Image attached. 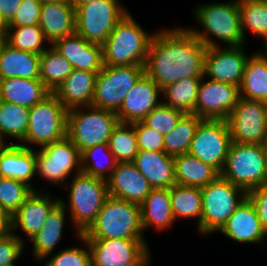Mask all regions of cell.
Instances as JSON below:
<instances>
[{
    "label": "cell",
    "instance_id": "obj_28",
    "mask_svg": "<svg viewBox=\"0 0 267 266\" xmlns=\"http://www.w3.org/2000/svg\"><path fill=\"white\" fill-rule=\"evenodd\" d=\"M40 54L18 50L5 43L0 52V79H39Z\"/></svg>",
    "mask_w": 267,
    "mask_h": 266
},
{
    "label": "cell",
    "instance_id": "obj_24",
    "mask_svg": "<svg viewBox=\"0 0 267 266\" xmlns=\"http://www.w3.org/2000/svg\"><path fill=\"white\" fill-rule=\"evenodd\" d=\"M75 23V8L68 1L42 4L39 27L50 45L74 34Z\"/></svg>",
    "mask_w": 267,
    "mask_h": 266
},
{
    "label": "cell",
    "instance_id": "obj_19",
    "mask_svg": "<svg viewBox=\"0 0 267 266\" xmlns=\"http://www.w3.org/2000/svg\"><path fill=\"white\" fill-rule=\"evenodd\" d=\"M60 202V198L52 199L49 193L33 191L26 201L10 217V231L19 228L29 241L40 231L48 214Z\"/></svg>",
    "mask_w": 267,
    "mask_h": 266
},
{
    "label": "cell",
    "instance_id": "obj_10",
    "mask_svg": "<svg viewBox=\"0 0 267 266\" xmlns=\"http://www.w3.org/2000/svg\"><path fill=\"white\" fill-rule=\"evenodd\" d=\"M119 0H97L75 8V33L103 45L116 24L128 13Z\"/></svg>",
    "mask_w": 267,
    "mask_h": 266
},
{
    "label": "cell",
    "instance_id": "obj_27",
    "mask_svg": "<svg viewBox=\"0 0 267 266\" xmlns=\"http://www.w3.org/2000/svg\"><path fill=\"white\" fill-rule=\"evenodd\" d=\"M143 230L168 229L175 221L170 198V189L153 188L140 204Z\"/></svg>",
    "mask_w": 267,
    "mask_h": 266
},
{
    "label": "cell",
    "instance_id": "obj_39",
    "mask_svg": "<svg viewBox=\"0 0 267 266\" xmlns=\"http://www.w3.org/2000/svg\"><path fill=\"white\" fill-rule=\"evenodd\" d=\"M108 148L117 163L133 162L138 153L134 126L129 123H118L110 135Z\"/></svg>",
    "mask_w": 267,
    "mask_h": 266
},
{
    "label": "cell",
    "instance_id": "obj_34",
    "mask_svg": "<svg viewBox=\"0 0 267 266\" xmlns=\"http://www.w3.org/2000/svg\"><path fill=\"white\" fill-rule=\"evenodd\" d=\"M170 198L174 218L197 217V231L201 234V188L175 184L170 188Z\"/></svg>",
    "mask_w": 267,
    "mask_h": 266
},
{
    "label": "cell",
    "instance_id": "obj_23",
    "mask_svg": "<svg viewBox=\"0 0 267 266\" xmlns=\"http://www.w3.org/2000/svg\"><path fill=\"white\" fill-rule=\"evenodd\" d=\"M36 175V152L18 143L0 144V176L23 182L34 191L30 181Z\"/></svg>",
    "mask_w": 267,
    "mask_h": 266
},
{
    "label": "cell",
    "instance_id": "obj_1",
    "mask_svg": "<svg viewBox=\"0 0 267 266\" xmlns=\"http://www.w3.org/2000/svg\"><path fill=\"white\" fill-rule=\"evenodd\" d=\"M206 51L207 47L185 27L157 31L144 72L161 89L180 79L203 77Z\"/></svg>",
    "mask_w": 267,
    "mask_h": 266
},
{
    "label": "cell",
    "instance_id": "obj_3",
    "mask_svg": "<svg viewBox=\"0 0 267 266\" xmlns=\"http://www.w3.org/2000/svg\"><path fill=\"white\" fill-rule=\"evenodd\" d=\"M141 223V207L108 196L96 220L81 234L85 239H145Z\"/></svg>",
    "mask_w": 267,
    "mask_h": 266
},
{
    "label": "cell",
    "instance_id": "obj_33",
    "mask_svg": "<svg viewBox=\"0 0 267 266\" xmlns=\"http://www.w3.org/2000/svg\"><path fill=\"white\" fill-rule=\"evenodd\" d=\"M202 77H189L162 89V103L184 114H194L198 88Z\"/></svg>",
    "mask_w": 267,
    "mask_h": 266
},
{
    "label": "cell",
    "instance_id": "obj_5",
    "mask_svg": "<svg viewBox=\"0 0 267 266\" xmlns=\"http://www.w3.org/2000/svg\"><path fill=\"white\" fill-rule=\"evenodd\" d=\"M67 187L69 188V207L63 199L60 202L70 211L75 232L79 238L96 220L108 194L107 180L88 175L84 172L76 174Z\"/></svg>",
    "mask_w": 267,
    "mask_h": 266
},
{
    "label": "cell",
    "instance_id": "obj_52",
    "mask_svg": "<svg viewBox=\"0 0 267 266\" xmlns=\"http://www.w3.org/2000/svg\"><path fill=\"white\" fill-rule=\"evenodd\" d=\"M6 30H0V52L3 45L6 43Z\"/></svg>",
    "mask_w": 267,
    "mask_h": 266
},
{
    "label": "cell",
    "instance_id": "obj_6",
    "mask_svg": "<svg viewBox=\"0 0 267 266\" xmlns=\"http://www.w3.org/2000/svg\"><path fill=\"white\" fill-rule=\"evenodd\" d=\"M220 175L246 193L267 183V155L263 145L231 142Z\"/></svg>",
    "mask_w": 267,
    "mask_h": 266
},
{
    "label": "cell",
    "instance_id": "obj_42",
    "mask_svg": "<svg viewBox=\"0 0 267 266\" xmlns=\"http://www.w3.org/2000/svg\"><path fill=\"white\" fill-rule=\"evenodd\" d=\"M34 190L23 182L1 177L0 208L11 217Z\"/></svg>",
    "mask_w": 267,
    "mask_h": 266
},
{
    "label": "cell",
    "instance_id": "obj_47",
    "mask_svg": "<svg viewBox=\"0 0 267 266\" xmlns=\"http://www.w3.org/2000/svg\"><path fill=\"white\" fill-rule=\"evenodd\" d=\"M42 3L39 0H22L7 27L39 25Z\"/></svg>",
    "mask_w": 267,
    "mask_h": 266
},
{
    "label": "cell",
    "instance_id": "obj_11",
    "mask_svg": "<svg viewBox=\"0 0 267 266\" xmlns=\"http://www.w3.org/2000/svg\"><path fill=\"white\" fill-rule=\"evenodd\" d=\"M144 73V66L104 65L96 76L92 106L117 112L128 91Z\"/></svg>",
    "mask_w": 267,
    "mask_h": 266
},
{
    "label": "cell",
    "instance_id": "obj_31",
    "mask_svg": "<svg viewBox=\"0 0 267 266\" xmlns=\"http://www.w3.org/2000/svg\"><path fill=\"white\" fill-rule=\"evenodd\" d=\"M176 184L204 187L214 181L220 173L195 156L186 153L174 157Z\"/></svg>",
    "mask_w": 267,
    "mask_h": 266
},
{
    "label": "cell",
    "instance_id": "obj_16",
    "mask_svg": "<svg viewBox=\"0 0 267 266\" xmlns=\"http://www.w3.org/2000/svg\"><path fill=\"white\" fill-rule=\"evenodd\" d=\"M200 82L195 111L201 119L227 120L240 98L238 86L208 79Z\"/></svg>",
    "mask_w": 267,
    "mask_h": 266
},
{
    "label": "cell",
    "instance_id": "obj_50",
    "mask_svg": "<svg viewBox=\"0 0 267 266\" xmlns=\"http://www.w3.org/2000/svg\"><path fill=\"white\" fill-rule=\"evenodd\" d=\"M10 231V217L0 208V236Z\"/></svg>",
    "mask_w": 267,
    "mask_h": 266
},
{
    "label": "cell",
    "instance_id": "obj_25",
    "mask_svg": "<svg viewBox=\"0 0 267 266\" xmlns=\"http://www.w3.org/2000/svg\"><path fill=\"white\" fill-rule=\"evenodd\" d=\"M97 74L98 72L73 69L53 94L67 110L92 106Z\"/></svg>",
    "mask_w": 267,
    "mask_h": 266
},
{
    "label": "cell",
    "instance_id": "obj_29",
    "mask_svg": "<svg viewBox=\"0 0 267 266\" xmlns=\"http://www.w3.org/2000/svg\"><path fill=\"white\" fill-rule=\"evenodd\" d=\"M0 100L32 108L51 92L39 79H0Z\"/></svg>",
    "mask_w": 267,
    "mask_h": 266
},
{
    "label": "cell",
    "instance_id": "obj_51",
    "mask_svg": "<svg viewBox=\"0 0 267 266\" xmlns=\"http://www.w3.org/2000/svg\"><path fill=\"white\" fill-rule=\"evenodd\" d=\"M97 0H68V2L74 7L78 8L80 5H83L88 2H93Z\"/></svg>",
    "mask_w": 267,
    "mask_h": 266
},
{
    "label": "cell",
    "instance_id": "obj_7",
    "mask_svg": "<svg viewBox=\"0 0 267 266\" xmlns=\"http://www.w3.org/2000/svg\"><path fill=\"white\" fill-rule=\"evenodd\" d=\"M118 123L116 112L94 106L73 108L67 112V137L82 153L96 145L108 143Z\"/></svg>",
    "mask_w": 267,
    "mask_h": 266
},
{
    "label": "cell",
    "instance_id": "obj_8",
    "mask_svg": "<svg viewBox=\"0 0 267 266\" xmlns=\"http://www.w3.org/2000/svg\"><path fill=\"white\" fill-rule=\"evenodd\" d=\"M67 112L66 107L50 93L30 108L27 133L18 144L27 148L34 144L42 148L64 139L67 136Z\"/></svg>",
    "mask_w": 267,
    "mask_h": 266
},
{
    "label": "cell",
    "instance_id": "obj_36",
    "mask_svg": "<svg viewBox=\"0 0 267 266\" xmlns=\"http://www.w3.org/2000/svg\"><path fill=\"white\" fill-rule=\"evenodd\" d=\"M30 108L0 100V143L4 136L22 141L27 133Z\"/></svg>",
    "mask_w": 267,
    "mask_h": 266
},
{
    "label": "cell",
    "instance_id": "obj_40",
    "mask_svg": "<svg viewBox=\"0 0 267 266\" xmlns=\"http://www.w3.org/2000/svg\"><path fill=\"white\" fill-rule=\"evenodd\" d=\"M6 43L15 49L42 54L47 48L46 40L39 25L6 28Z\"/></svg>",
    "mask_w": 267,
    "mask_h": 266
},
{
    "label": "cell",
    "instance_id": "obj_13",
    "mask_svg": "<svg viewBox=\"0 0 267 266\" xmlns=\"http://www.w3.org/2000/svg\"><path fill=\"white\" fill-rule=\"evenodd\" d=\"M36 152V175L53 185L66 182L72 171L82 172L81 153L66 136L64 139L48 144Z\"/></svg>",
    "mask_w": 267,
    "mask_h": 266
},
{
    "label": "cell",
    "instance_id": "obj_2",
    "mask_svg": "<svg viewBox=\"0 0 267 266\" xmlns=\"http://www.w3.org/2000/svg\"><path fill=\"white\" fill-rule=\"evenodd\" d=\"M195 9L194 17L203 26V30L199 32L193 28L187 29L207 48L219 47L220 44L216 43V39L226 43L227 47L244 45L245 39L240 26L238 0L201 4L197 5Z\"/></svg>",
    "mask_w": 267,
    "mask_h": 266
},
{
    "label": "cell",
    "instance_id": "obj_4",
    "mask_svg": "<svg viewBox=\"0 0 267 266\" xmlns=\"http://www.w3.org/2000/svg\"><path fill=\"white\" fill-rule=\"evenodd\" d=\"M155 33H147L130 12L116 24L103 48V64L144 66Z\"/></svg>",
    "mask_w": 267,
    "mask_h": 266
},
{
    "label": "cell",
    "instance_id": "obj_9",
    "mask_svg": "<svg viewBox=\"0 0 267 266\" xmlns=\"http://www.w3.org/2000/svg\"><path fill=\"white\" fill-rule=\"evenodd\" d=\"M202 215L201 235L219 231L234 213L247 193L219 175L214 181L201 188Z\"/></svg>",
    "mask_w": 267,
    "mask_h": 266
},
{
    "label": "cell",
    "instance_id": "obj_20",
    "mask_svg": "<svg viewBox=\"0 0 267 266\" xmlns=\"http://www.w3.org/2000/svg\"><path fill=\"white\" fill-rule=\"evenodd\" d=\"M107 186L110 196L139 205L153 189L133 162L116 163Z\"/></svg>",
    "mask_w": 267,
    "mask_h": 266
},
{
    "label": "cell",
    "instance_id": "obj_30",
    "mask_svg": "<svg viewBox=\"0 0 267 266\" xmlns=\"http://www.w3.org/2000/svg\"><path fill=\"white\" fill-rule=\"evenodd\" d=\"M66 211L65 206L59 202L48 214L40 231L30 240L35 260L41 261L52 255L62 238Z\"/></svg>",
    "mask_w": 267,
    "mask_h": 266
},
{
    "label": "cell",
    "instance_id": "obj_15",
    "mask_svg": "<svg viewBox=\"0 0 267 266\" xmlns=\"http://www.w3.org/2000/svg\"><path fill=\"white\" fill-rule=\"evenodd\" d=\"M227 123L232 142L263 145L267 131V103L240 97Z\"/></svg>",
    "mask_w": 267,
    "mask_h": 266
},
{
    "label": "cell",
    "instance_id": "obj_37",
    "mask_svg": "<svg viewBox=\"0 0 267 266\" xmlns=\"http://www.w3.org/2000/svg\"><path fill=\"white\" fill-rule=\"evenodd\" d=\"M202 120L196 114H184L175 128L164 135V152L173 157L188 153Z\"/></svg>",
    "mask_w": 267,
    "mask_h": 266
},
{
    "label": "cell",
    "instance_id": "obj_35",
    "mask_svg": "<svg viewBox=\"0 0 267 266\" xmlns=\"http://www.w3.org/2000/svg\"><path fill=\"white\" fill-rule=\"evenodd\" d=\"M72 71V65L52 45L40 54L39 80L51 93Z\"/></svg>",
    "mask_w": 267,
    "mask_h": 266
},
{
    "label": "cell",
    "instance_id": "obj_38",
    "mask_svg": "<svg viewBox=\"0 0 267 266\" xmlns=\"http://www.w3.org/2000/svg\"><path fill=\"white\" fill-rule=\"evenodd\" d=\"M241 31L246 39V30L254 36L267 37V0H238Z\"/></svg>",
    "mask_w": 267,
    "mask_h": 266
},
{
    "label": "cell",
    "instance_id": "obj_14",
    "mask_svg": "<svg viewBox=\"0 0 267 266\" xmlns=\"http://www.w3.org/2000/svg\"><path fill=\"white\" fill-rule=\"evenodd\" d=\"M231 142L227 120L203 119L191 141L188 153L221 173Z\"/></svg>",
    "mask_w": 267,
    "mask_h": 266
},
{
    "label": "cell",
    "instance_id": "obj_32",
    "mask_svg": "<svg viewBox=\"0 0 267 266\" xmlns=\"http://www.w3.org/2000/svg\"><path fill=\"white\" fill-rule=\"evenodd\" d=\"M239 89L240 97L267 103V61L257 53L247 60Z\"/></svg>",
    "mask_w": 267,
    "mask_h": 266
},
{
    "label": "cell",
    "instance_id": "obj_53",
    "mask_svg": "<svg viewBox=\"0 0 267 266\" xmlns=\"http://www.w3.org/2000/svg\"><path fill=\"white\" fill-rule=\"evenodd\" d=\"M264 43H265V50L264 53L262 52H256L262 59H264L265 61H267V37L263 39Z\"/></svg>",
    "mask_w": 267,
    "mask_h": 266
},
{
    "label": "cell",
    "instance_id": "obj_43",
    "mask_svg": "<svg viewBox=\"0 0 267 266\" xmlns=\"http://www.w3.org/2000/svg\"><path fill=\"white\" fill-rule=\"evenodd\" d=\"M183 112L161 103L154 108L142 121L163 136L172 131L177 125Z\"/></svg>",
    "mask_w": 267,
    "mask_h": 266
},
{
    "label": "cell",
    "instance_id": "obj_18",
    "mask_svg": "<svg viewBox=\"0 0 267 266\" xmlns=\"http://www.w3.org/2000/svg\"><path fill=\"white\" fill-rule=\"evenodd\" d=\"M162 89L145 73L128 91L116 112L119 123L142 121L154 108L162 103L159 99Z\"/></svg>",
    "mask_w": 267,
    "mask_h": 266
},
{
    "label": "cell",
    "instance_id": "obj_17",
    "mask_svg": "<svg viewBox=\"0 0 267 266\" xmlns=\"http://www.w3.org/2000/svg\"><path fill=\"white\" fill-rule=\"evenodd\" d=\"M244 46L209 47L205 54L204 77L240 87L249 55Z\"/></svg>",
    "mask_w": 267,
    "mask_h": 266
},
{
    "label": "cell",
    "instance_id": "obj_49",
    "mask_svg": "<svg viewBox=\"0 0 267 266\" xmlns=\"http://www.w3.org/2000/svg\"><path fill=\"white\" fill-rule=\"evenodd\" d=\"M22 0H0V16L7 25L19 9Z\"/></svg>",
    "mask_w": 267,
    "mask_h": 266
},
{
    "label": "cell",
    "instance_id": "obj_56",
    "mask_svg": "<svg viewBox=\"0 0 267 266\" xmlns=\"http://www.w3.org/2000/svg\"><path fill=\"white\" fill-rule=\"evenodd\" d=\"M263 147H264V151H265V153L267 155V131H266V134H265V139H264Z\"/></svg>",
    "mask_w": 267,
    "mask_h": 266
},
{
    "label": "cell",
    "instance_id": "obj_46",
    "mask_svg": "<svg viewBox=\"0 0 267 266\" xmlns=\"http://www.w3.org/2000/svg\"><path fill=\"white\" fill-rule=\"evenodd\" d=\"M21 238L11 231L0 236V266H15L14 262L22 255L26 246Z\"/></svg>",
    "mask_w": 267,
    "mask_h": 266
},
{
    "label": "cell",
    "instance_id": "obj_44",
    "mask_svg": "<svg viewBox=\"0 0 267 266\" xmlns=\"http://www.w3.org/2000/svg\"><path fill=\"white\" fill-rule=\"evenodd\" d=\"M79 238L87 248L76 246L61 250L47 260L45 266H92L89 245L82 235Z\"/></svg>",
    "mask_w": 267,
    "mask_h": 266
},
{
    "label": "cell",
    "instance_id": "obj_45",
    "mask_svg": "<svg viewBox=\"0 0 267 266\" xmlns=\"http://www.w3.org/2000/svg\"><path fill=\"white\" fill-rule=\"evenodd\" d=\"M137 137L138 151L164 152V136L143 121L131 123Z\"/></svg>",
    "mask_w": 267,
    "mask_h": 266
},
{
    "label": "cell",
    "instance_id": "obj_12",
    "mask_svg": "<svg viewBox=\"0 0 267 266\" xmlns=\"http://www.w3.org/2000/svg\"><path fill=\"white\" fill-rule=\"evenodd\" d=\"M92 266H149L145 239H86Z\"/></svg>",
    "mask_w": 267,
    "mask_h": 266
},
{
    "label": "cell",
    "instance_id": "obj_21",
    "mask_svg": "<svg viewBox=\"0 0 267 266\" xmlns=\"http://www.w3.org/2000/svg\"><path fill=\"white\" fill-rule=\"evenodd\" d=\"M218 232L241 244H261L267 237L257 210L248 197L240 203Z\"/></svg>",
    "mask_w": 267,
    "mask_h": 266
},
{
    "label": "cell",
    "instance_id": "obj_26",
    "mask_svg": "<svg viewBox=\"0 0 267 266\" xmlns=\"http://www.w3.org/2000/svg\"><path fill=\"white\" fill-rule=\"evenodd\" d=\"M152 188L170 189L176 184L174 157L159 151H138L133 161Z\"/></svg>",
    "mask_w": 267,
    "mask_h": 266
},
{
    "label": "cell",
    "instance_id": "obj_54",
    "mask_svg": "<svg viewBox=\"0 0 267 266\" xmlns=\"http://www.w3.org/2000/svg\"><path fill=\"white\" fill-rule=\"evenodd\" d=\"M42 4L53 2H67L68 0H39Z\"/></svg>",
    "mask_w": 267,
    "mask_h": 266
},
{
    "label": "cell",
    "instance_id": "obj_48",
    "mask_svg": "<svg viewBox=\"0 0 267 266\" xmlns=\"http://www.w3.org/2000/svg\"><path fill=\"white\" fill-rule=\"evenodd\" d=\"M254 204L263 230L267 233V183L247 193Z\"/></svg>",
    "mask_w": 267,
    "mask_h": 266
},
{
    "label": "cell",
    "instance_id": "obj_22",
    "mask_svg": "<svg viewBox=\"0 0 267 266\" xmlns=\"http://www.w3.org/2000/svg\"><path fill=\"white\" fill-rule=\"evenodd\" d=\"M52 46L72 65L73 69L99 72L103 64V48L74 33L56 40Z\"/></svg>",
    "mask_w": 267,
    "mask_h": 266
},
{
    "label": "cell",
    "instance_id": "obj_41",
    "mask_svg": "<svg viewBox=\"0 0 267 266\" xmlns=\"http://www.w3.org/2000/svg\"><path fill=\"white\" fill-rule=\"evenodd\" d=\"M102 153L105 154V156H107L108 163L107 161L106 162L102 161L98 157L97 154L101 155ZM116 163L117 162L114 158V155L111 153V151L108 148V143L96 145L81 153L82 172L88 175H92L94 177H99V178L107 180L111 176L112 171L115 169ZM106 172L108 174H106Z\"/></svg>",
    "mask_w": 267,
    "mask_h": 266
},
{
    "label": "cell",
    "instance_id": "obj_55",
    "mask_svg": "<svg viewBox=\"0 0 267 266\" xmlns=\"http://www.w3.org/2000/svg\"><path fill=\"white\" fill-rule=\"evenodd\" d=\"M7 25L3 22L1 16H0V30H6Z\"/></svg>",
    "mask_w": 267,
    "mask_h": 266
}]
</instances>
